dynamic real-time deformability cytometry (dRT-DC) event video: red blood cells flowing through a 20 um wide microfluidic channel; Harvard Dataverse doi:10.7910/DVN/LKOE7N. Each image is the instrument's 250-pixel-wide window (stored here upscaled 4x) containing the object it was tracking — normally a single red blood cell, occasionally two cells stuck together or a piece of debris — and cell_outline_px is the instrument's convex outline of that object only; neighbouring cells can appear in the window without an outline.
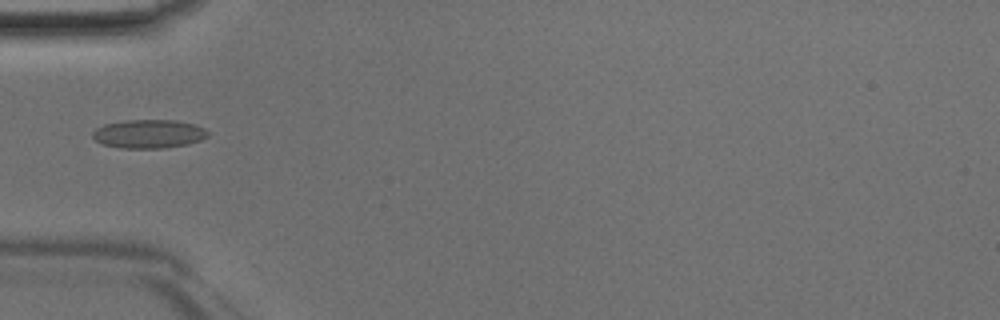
{"species": "Egyptian fruit bat (a non-hibernating species)", "species_latin": "Rousettus aegyptiacus", "temperature_condition": "room temperature", "stored_images_in_passage": 20, "camera_frame_rate_fps": 3000, "um_per_image_px": 0.085, "animal": {"sex": "male"}, "frame": {"image": 1, "passage_image": 1, "time_ms": 0.0, "image_size_px": [1000, 320], "cell_outline_px": [[208, 136], [200, 140], [188, 144], [164, 148], [124, 148], [100, 144], [92, 136], [92, 132], [96, 128], [104, 124], [124, 120], [176, 120], [192, 124], [204, 128], [208, 132]], "centroid_in_image_um": [12.62, 11.38], "position_along_channel_um": 72.4, "area_um2": 19.25}}